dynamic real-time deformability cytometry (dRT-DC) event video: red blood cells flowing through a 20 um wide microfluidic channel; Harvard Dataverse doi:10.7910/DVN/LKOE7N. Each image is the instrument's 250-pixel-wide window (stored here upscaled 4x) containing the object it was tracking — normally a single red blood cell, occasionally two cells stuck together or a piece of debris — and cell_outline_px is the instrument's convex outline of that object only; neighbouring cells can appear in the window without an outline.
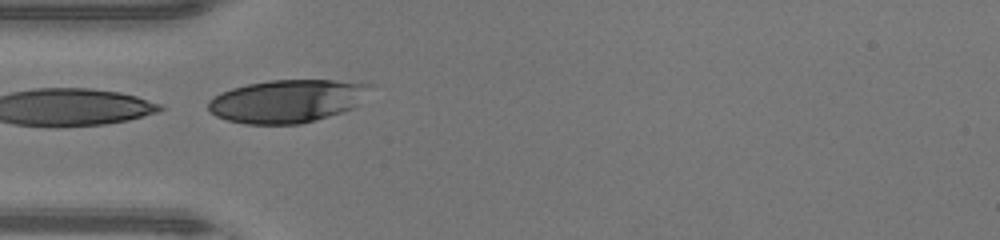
{"species": "human", "species_latin": "Homo sapiens", "temperature_condition": "warm", "stored_images_in_passage": 17, "camera_frame_rate_fps": 3000, "um_per_image_px": 0.085, "donor": {"sex": "male"}, "frame": {"image": 1, "passage_image": 14, "time_ms": 4.333, "image_size_px": [1000, 240], "cell_outline_px": [[372, 84], [356, 104], [352, 108], [344, 112], [316, 120], [300, 124], [244, 124], [228, 120], [216, 116], [208, 108], [208, 100], [220, 92], [232, 88], [248, 84], [268, 80], [332, 80]], "centroid_in_image_um": [24.35, 8.6], "position_along_channel_um": 60.7, "area_um2": 40.23}}